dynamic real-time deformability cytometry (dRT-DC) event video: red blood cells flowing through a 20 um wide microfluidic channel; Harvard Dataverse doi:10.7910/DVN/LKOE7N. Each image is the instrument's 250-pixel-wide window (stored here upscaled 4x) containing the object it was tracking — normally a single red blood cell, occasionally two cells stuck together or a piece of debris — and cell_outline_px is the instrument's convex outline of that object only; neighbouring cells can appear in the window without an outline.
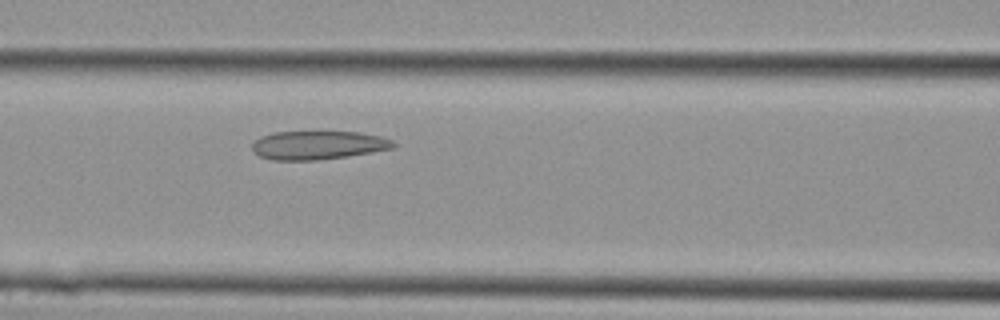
{"species": "Egyptian fruit bat (a non-hibernating species)", "species_latin": "Rousettus aegyptiacus", "temperature_condition": "cold", "stored_images_in_passage": 11, "camera_frame_rate_fps": 3000, "um_per_image_px": 0.085, "animal": {"sex": "female"}, "frame": {"image": 1, "passage_image": 11, "time_ms": 3.333, "image_size_px": [1000, 320], "cell_outline_px": [[396, 144], [392, 148], [372, 152], [348, 156], [316, 160], [272, 160], [260, 156], [252, 152], [252, 144], [260, 136], [276, 132], [360, 132], [380, 136], [392, 140]], "centroid_in_image_um": [27.01, 12.34], "position_along_channel_um": 139.6, "area_um2": 23.47}}